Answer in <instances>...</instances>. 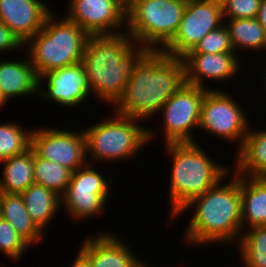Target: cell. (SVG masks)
I'll return each instance as SVG.
<instances>
[{
    "label": "cell",
    "instance_id": "23",
    "mask_svg": "<svg viewBox=\"0 0 266 267\" xmlns=\"http://www.w3.org/2000/svg\"><path fill=\"white\" fill-rule=\"evenodd\" d=\"M25 207L32 221L43 232L62 207L61 197L48 188L33 184L22 193ZM54 217V218H53Z\"/></svg>",
    "mask_w": 266,
    "mask_h": 267
},
{
    "label": "cell",
    "instance_id": "6",
    "mask_svg": "<svg viewBox=\"0 0 266 267\" xmlns=\"http://www.w3.org/2000/svg\"><path fill=\"white\" fill-rule=\"evenodd\" d=\"M112 114L91 127L89 125V128L85 127L86 158L89 161L87 163L98 165V162L103 164L108 161L109 164H115L120 160L127 161L129 158H135L144 146L157 137L153 128L141 126L140 123L145 121L115 112Z\"/></svg>",
    "mask_w": 266,
    "mask_h": 267
},
{
    "label": "cell",
    "instance_id": "28",
    "mask_svg": "<svg viewBox=\"0 0 266 267\" xmlns=\"http://www.w3.org/2000/svg\"><path fill=\"white\" fill-rule=\"evenodd\" d=\"M30 247L32 246L16 233L12 225L0 217V251L3 252L2 254L12 261H19Z\"/></svg>",
    "mask_w": 266,
    "mask_h": 267
},
{
    "label": "cell",
    "instance_id": "11",
    "mask_svg": "<svg viewBox=\"0 0 266 267\" xmlns=\"http://www.w3.org/2000/svg\"><path fill=\"white\" fill-rule=\"evenodd\" d=\"M221 0H187L178 31L161 50L182 57L210 31L224 24Z\"/></svg>",
    "mask_w": 266,
    "mask_h": 267
},
{
    "label": "cell",
    "instance_id": "19",
    "mask_svg": "<svg viewBox=\"0 0 266 267\" xmlns=\"http://www.w3.org/2000/svg\"><path fill=\"white\" fill-rule=\"evenodd\" d=\"M234 170L237 175L246 177L266 176V128L249 131L241 148L235 152Z\"/></svg>",
    "mask_w": 266,
    "mask_h": 267
},
{
    "label": "cell",
    "instance_id": "12",
    "mask_svg": "<svg viewBox=\"0 0 266 267\" xmlns=\"http://www.w3.org/2000/svg\"><path fill=\"white\" fill-rule=\"evenodd\" d=\"M31 131L30 148L38 157L58 163L72 172L88 162L84 130L71 132L65 128L37 126Z\"/></svg>",
    "mask_w": 266,
    "mask_h": 267
},
{
    "label": "cell",
    "instance_id": "8",
    "mask_svg": "<svg viewBox=\"0 0 266 267\" xmlns=\"http://www.w3.org/2000/svg\"><path fill=\"white\" fill-rule=\"evenodd\" d=\"M94 166L86 163L73 171L70 183L61 197V207L77 221L102 216L112 194V179L106 178L105 173L98 171V168L94 169Z\"/></svg>",
    "mask_w": 266,
    "mask_h": 267
},
{
    "label": "cell",
    "instance_id": "32",
    "mask_svg": "<svg viewBox=\"0 0 266 267\" xmlns=\"http://www.w3.org/2000/svg\"><path fill=\"white\" fill-rule=\"evenodd\" d=\"M77 254L75 259H73L72 265L69 267H91L89 259L80 250H78Z\"/></svg>",
    "mask_w": 266,
    "mask_h": 267
},
{
    "label": "cell",
    "instance_id": "31",
    "mask_svg": "<svg viewBox=\"0 0 266 267\" xmlns=\"http://www.w3.org/2000/svg\"><path fill=\"white\" fill-rule=\"evenodd\" d=\"M23 47L19 39L11 32V30L0 21V53L17 52ZM17 50V51H16Z\"/></svg>",
    "mask_w": 266,
    "mask_h": 267
},
{
    "label": "cell",
    "instance_id": "18",
    "mask_svg": "<svg viewBox=\"0 0 266 267\" xmlns=\"http://www.w3.org/2000/svg\"><path fill=\"white\" fill-rule=\"evenodd\" d=\"M25 55L26 58L19 60L0 58V92L7 101L32 94L38 96L39 78L28 54Z\"/></svg>",
    "mask_w": 266,
    "mask_h": 267
},
{
    "label": "cell",
    "instance_id": "25",
    "mask_svg": "<svg viewBox=\"0 0 266 267\" xmlns=\"http://www.w3.org/2000/svg\"><path fill=\"white\" fill-rule=\"evenodd\" d=\"M237 247L243 266L266 267V225L243 231Z\"/></svg>",
    "mask_w": 266,
    "mask_h": 267
},
{
    "label": "cell",
    "instance_id": "30",
    "mask_svg": "<svg viewBox=\"0 0 266 267\" xmlns=\"http://www.w3.org/2000/svg\"><path fill=\"white\" fill-rule=\"evenodd\" d=\"M261 0H221L224 19L256 18Z\"/></svg>",
    "mask_w": 266,
    "mask_h": 267
},
{
    "label": "cell",
    "instance_id": "16",
    "mask_svg": "<svg viewBox=\"0 0 266 267\" xmlns=\"http://www.w3.org/2000/svg\"><path fill=\"white\" fill-rule=\"evenodd\" d=\"M48 6L42 0H0V21L24 45L53 12Z\"/></svg>",
    "mask_w": 266,
    "mask_h": 267
},
{
    "label": "cell",
    "instance_id": "9",
    "mask_svg": "<svg viewBox=\"0 0 266 267\" xmlns=\"http://www.w3.org/2000/svg\"><path fill=\"white\" fill-rule=\"evenodd\" d=\"M228 94L220 88L207 90L201 104L199 129L229 143L238 142L237 152L252 124H249L243 105Z\"/></svg>",
    "mask_w": 266,
    "mask_h": 267
},
{
    "label": "cell",
    "instance_id": "22",
    "mask_svg": "<svg viewBox=\"0 0 266 267\" xmlns=\"http://www.w3.org/2000/svg\"><path fill=\"white\" fill-rule=\"evenodd\" d=\"M0 163L3 164L0 192L21 194L29 186L35 184L34 151L31 148L20 155L2 160Z\"/></svg>",
    "mask_w": 266,
    "mask_h": 267
},
{
    "label": "cell",
    "instance_id": "10",
    "mask_svg": "<svg viewBox=\"0 0 266 267\" xmlns=\"http://www.w3.org/2000/svg\"><path fill=\"white\" fill-rule=\"evenodd\" d=\"M207 90L185 83L165 102L157 115L161 113L160 131L164 132L166 144L196 142L193 129L199 128L201 104Z\"/></svg>",
    "mask_w": 266,
    "mask_h": 267
},
{
    "label": "cell",
    "instance_id": "34",
    "mask_svg": "<svg viewBox=\"0 0 266 267\" xmlns=\"http://www.w3.org/2000/svg\"><path fill=\"white\" fill-rule=\"evenodd\" d=\"M115 1H117L125 10L128 9L131 3V0H115Z\"/></svg>",
    "mask_w": 266,
    "mask_h": 267
},
{
    "label": "cell",
    "instance_id": "14",
    "mask_svg": "<svg viewBox=\"0 0 266 267\" xmlns=\"http://www.w3.org/2000/svg\"><path fill=\"white\" fill-rule=\"evenodd\" d=\"M91 93L88 77L81 62L46 72L39 78L38 95L45 102L54 101L66 108H75L87 102Z\"/></svg>",
    "mask_w": 266,
    "mask_h": 267
},
{
    "label": "cell",
    "instance_id": "5",
    "mask_svg": "<svg viewBox=\"0 0 266 267\" xmlns=\"http://www.w3.org/2000/svg\"><path fill=\"white\" fill-rule=\"evenodd\" d=\"M89 37L76 23L65 16L56 17V13L52 12L46 18L43 28L22 49H28L25 53L40 78L46 72L81 62Z\"/></svg>",
    "mask_w": 266,
    "mask_h": 267
},
{
    "label": "cell",
    "instance_id": "4",
    "mask_svg": "<svg viewBox=\"0 0 266 267\" xmlns=\"http://www.w3.org/2000/svg\"><path fill=\"white\" fill-rule=\"evenodd\" d=\"M165 153L171 158L169 187L171 220L177 219L184 207L206 194L230 172V167L212 159L197 142L167 143ZM219 163V164H218ZM173 218V219H172Z\"/></svg>",
    "mask_w": 266,
    "mask_h": 267
},
{
    "label": "cell",
    "instance_id": "26",
    "mask_svg": "<svg viewBox=\"0 0 266 267\" xmlns=\"http://www.w3.org/2000/svg\"><path fill=\"white\" fill-rule=\"evenodd\" d=\"M35 184L44 186L62 197L70 183L72 171L34 153Z\"/></svg>",
    "mask_w": 266,
    "mask_h": 267
},
{
    "label": "cell",
    "instance_id": "36",
    "mask_svg": "<svg viewBox=\"0 0 266 267\" xmlns=\"http://www.w3.org/2000/svg\"><path fill=\"white\" fill-rule=\"evenodd\" d=\"M7 99L3 96V94L0 92V109L4 107V105H7ZM1 111V110H0Z\"/></svg>",
    "mask_w": 266,
    "mask_h": 267
},
{
    "label": "cell",
    "instance_id": "29",
    "mask_svg": "<svg viewBox=\"0 0 266 267\" xmlns=\"http://www.w3.org/2000/svg\"><path fill=\"white\" fill-rule=\"evenodd\" d=\"M187 53H235L225 24L205 35L193 50Z\"/></svg>",
    "mask_w": 266,
    "mask_h": 267
},
{
    "label": "cell",
    "instance_id": "7",
    "mask_svg": "<svg viewBox=\"0 0 266 267\" xmlns=\"http://www.w3.org/2000/svg\"><path fill=\"white\" fill-rule=\"evenodd\" d=\"M186 4L187 0H131L126 32L136 44L161 51L178 31Z\"/></svg>",
    "mask_w": 266,
    "mask_h": 267
},
{
    "label": "cell",
    "instance_id": "27",
    "mask_svg": "<svg viewBox=\"0 0 266 267\" xmlns=\"http://www.w3.org/2000/svg\"><path fill=\"white\" fill-rule=\"evenodd\" d=\"M29 129L18 122L0 124V162L26 152L31 146Z\"/></svg>",
    "mask_w": 266,
    "mask_h": 267
},
{
    "label": "cell",
    "instance_id": "37",
    "mask_svg": "<svg viewBox=\"0 0 266 267\" xmlns=\"http://www.w3.org/2000/svg\"><path fill=\"white\" fill-rule=\"evenodd\" d=\"M265 68H266V66H265ZM262 73H263L262 75H263V77H264V79H262V81H263V82L265 81V82H264V88H265L264 90H265V91H264L263 94H265V93H266V87H265V86H266V69H265V71L262 72Z\"/></svg>",
    "mask_w": 266,
    "mask_h": 267
},
{
    "label": "cell",
    "instance_id": "13",
    "mask_svg": "<svg viewBox=\"0 0 266 267\" xmlns=\"http://www.w3.org/2000/svg\"><path fill=\"white\" fill-rule=\"evenodd\" d=\"M67 3L65 17L90 36L126 32V10L115 0H68Z\"/></svg>",
    "mask_w": 266,
    "mask_h": 267
},
{
    "label": "cell",
    "instance_id": "35",
    "mask_svg": "<svg viewBox=\"0 0 266 267\" xmlns=\"http://www.w3.org/2000/svg\"><path fill=\"white\" fill-rule=\"evenodd\" d=\"M134 267H153L150 263H146L144 258L141 259Z\"/></svg>",
    "mask_w": 266,
    "mask_h": 267
},
{
    "label": "cell",
    "instance_id": "15",
    "mask_svg": "<svg viewBox=\"0 0 266 267\" xmlns=\"http://www.w3.org/2000/svg\"><path fill=\"white\" fill-rule=\"evenodd\" d=\"M237 53H186L181 58L185 67L187 84L212 89L206 80L223 82L237 77L241 71V62ZM238 74V75H237Z\"/></svg>",
    "mask_w": 266,
    "mask_h": 267
},
{
    "label": "cell",
    "instance_id": "1",
    "mask_svg": "<svg viewBox=\"0 0 266 267\" xmlns=\"http://www.w3.org/2000/svg\"><path fill=\"white\" fill-rule=\"evenodd\" d=\"M231 172L232 169L206 194L190 201L178 214L180 216L184 211L191 212V207L195 208L188 226L186 225L183 231L186 244L197 247V245L215 246L221 243L220 245L225 244L227 247V244L234 245V242H239L243 232L241 176L235 172H232L233 175Z\"/></svg>",
    "mask_w": 266,
    "mask_h": 267
},
{
    "label": "cell",
    "instance_id": "2",
    "mask_svg": "<svg viewBox=\"0 0 266 267\" xmlns=\"http://www.w3.org/2000/svg\"><path fill=\"white\" fill-rule=\"evenodd\" d=\"M185 83L181 57L150 50L129 76L122 96L112 106L113 112L148 121Z\"/></svg>",
    "mask_w": 266,
    "mask_h": 267
},
{
    "label": "cell",
    "instance_id": "24",
    "mask_svg": "<svg viewBox=\"0 0 266 267\" xmlns=\"http://www.w3.org/2000/svg\"><path fill=\"white\" fill-rule=\"evenodd\" d=\"M224 24L228 28L235 53L239 50H256L257 53L266 51V31L256 18L224 19Z\"/></svg>",
    "mask_w": 266,
    "mask_h": 267
},
{
    "label": "cell",
    "instance_id": "21",
    "mask_svg": "<svg viewBox=\"0 0 266 267\" xmlns=\"http://www.w3.org/2000/svg\"><path fill=\"white\" fill-rule=\"evenodd\" d=\"M0 217L8 221L30 246L38 245L43 239L45 240V233L29 216L22 194L1 192Z\"/></svg>",
    "mask_w": 266,
    "mask_h": 267
},
{
    "label": "cell",
    "instance_id": "33",
    "mask_svg": "<svg viewBox=\"0 0 266 267\" xmlns=\"http://www.w3.org/2000/svg\"><path fill=\"white\" fill-rule=\"evenodd\" d=\"M256 19L266 31V0H261L260 8Z\"/></svg>",
    "mask_w": 266,
    "mask_h": 267
},
{
    "label": "cell",
    "instance_id": "20",
    "mask_svg": "<svg viewBox=\"0 0 266 267\" xmlns=\"http://www.w3.org/2000/svg\"><path fill=\"white\" fill-rule=\"evenodd\" d=\"M242 231L266 225V176H241Z\"/></svg>",
    "mask_w": 266,
    "mask_h": 267
},
{
    "label": "cell",
    "instance_id": "3",
    "mask_svg": "<svg viewBox=\"0 0 266 267\" xmlns=\"http://www.w3.org/2000/svg\"><path fill=\"white\" fill-rule=\"evenodd\" d=\"M150 50L127 33L90 36L81 63L93 97L113 106L122 96L135 66Z\"/></svg>",
    "mask_w": 266,
    "mask_h": 267
},
{
    "label": "cell",
    "instance_id": "17",
    "mask_svg": "<svg viewBox=\"0 0 266 267\" xmlns=\"http://www.w3.org/2000/svg\"><path fill=\"white\" fill-rule=\"evenodd\" d=\"M94 235L86 237L79 249L91 267H134L141 260L117 234L101 231Z\"/></svg>",
    "mask_w": 266,
    "mask_h": 267
}]
</instances>
